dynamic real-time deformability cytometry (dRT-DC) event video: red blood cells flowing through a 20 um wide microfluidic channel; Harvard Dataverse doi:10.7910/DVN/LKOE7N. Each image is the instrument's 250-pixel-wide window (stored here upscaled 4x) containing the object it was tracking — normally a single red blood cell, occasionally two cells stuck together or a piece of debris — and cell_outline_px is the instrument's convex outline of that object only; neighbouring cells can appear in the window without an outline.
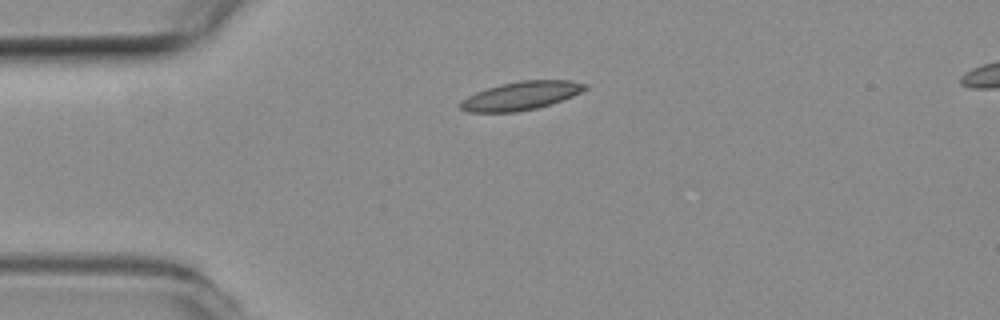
{"species": "common noctule bat (a hibernating species)", "species_latin": "Nyctalus noctula", "temperature_condition": "room temperature", "stored_images_in_passage": 4, "camera_frame_rate_fps": 3000, "um_per_image_px": 0.085, "animal": {"sex": "female", "body_mass_g": 19.3, "forearm_length_mm": 54.1}, "frame": {"image": 1, "passage_image": 4, "time_ms": 1.0, "image_size_px": [1000, 320], "cell_outline_px": [[588, 88], [572, 96], [536, 108], [516, 112], [468, 112], [460, 108], [456, 104], [468, 96], [476, 92], [500, 84], [520, 80], [572, 80], [588, 84]], "centroid_in_image_um": [44.26, 8.13], "position_along_channel_um": 40.7, "area_um2": 20.58}}